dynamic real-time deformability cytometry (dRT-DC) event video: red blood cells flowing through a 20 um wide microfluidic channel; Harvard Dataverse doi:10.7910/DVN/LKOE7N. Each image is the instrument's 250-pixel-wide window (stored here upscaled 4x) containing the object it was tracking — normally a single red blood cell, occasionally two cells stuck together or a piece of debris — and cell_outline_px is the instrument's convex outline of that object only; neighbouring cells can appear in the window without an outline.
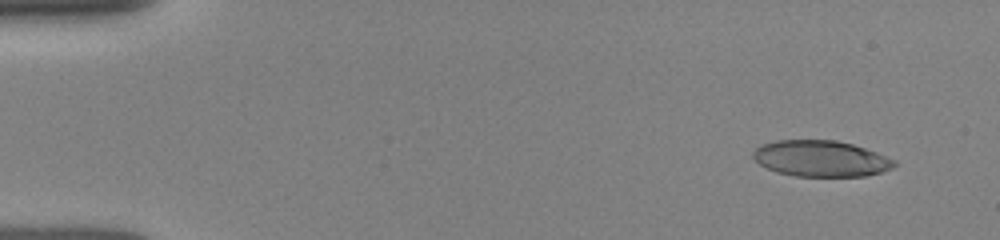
{"species": "human", "species_latin": "Homo sapiens", "temperature_condition": "room temperature", "stored_images_in_passage": 11, "camera_frame_rate_fps": 3000, "um_per_image_px": 0.085, "donor": {"sex": "female"}, "frame": {"image": 1, "passage_image": 2, "time_ms": 1.0, "image_size_px": [1000, 240], "cell_outline_px": [[896, 164], [892, 168], [880, 172], [864, 176], [796, 176], [776, 172], [760, 164], [752, 156], [752, 152], [760, 144], [776, 140], [836, 140], [852, 144], [876, 152], [896, 160]], "centroid_in_image_um": [69.75, 13.47], "position_along_channel_um": 15.2, "area_um2": 29.65}}
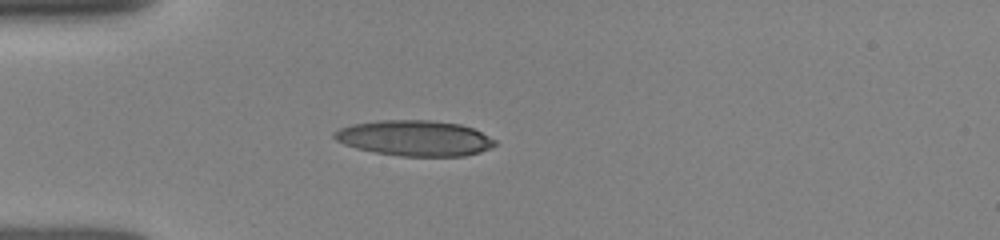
{"frame": {"image": 2, "passage_image": 6, "time_ms": 4.333, "image_size_px": [1000, 240], "cell_outline_px": [[496, 144], [492, 148], [480, 152], [464, 156], [400, 156], [376, 152], [356, 148], [344, 144], [336, 140], [332, 136], [332, 132], [340, 128], [352, 124], [380, 120], [432, 120], [460, 124], [472, 128], [496, 140]], "centroid_in_image_um": [35.24, 11.74], "position_along_channel_um": 49.8, "area_um2": 33.35}}
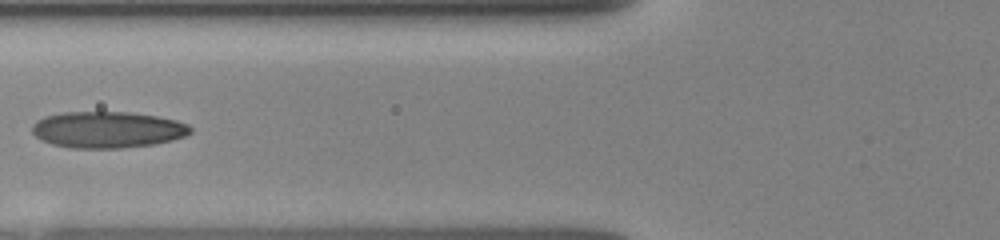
{"frame": {"image": 3, "passage_image": 10, "time_ms": 6.333, "image_size_px": [1000, 240], "cell_outline_px": [[192, 132], [184, 136], [172, 140], [152, 144], [120, 148], [72, 148], [52, 144], [40, 140], [32, 132], [32, 124], [36, 120], [44, 116], [64, 112], [128, 112], [156, 116], [176, 120], [188, 124], [192, 128]], "centroid_in_image_um": [9.11, 11.02], "position_along_channel_um": 116.7, "area_um2": 33.64}}